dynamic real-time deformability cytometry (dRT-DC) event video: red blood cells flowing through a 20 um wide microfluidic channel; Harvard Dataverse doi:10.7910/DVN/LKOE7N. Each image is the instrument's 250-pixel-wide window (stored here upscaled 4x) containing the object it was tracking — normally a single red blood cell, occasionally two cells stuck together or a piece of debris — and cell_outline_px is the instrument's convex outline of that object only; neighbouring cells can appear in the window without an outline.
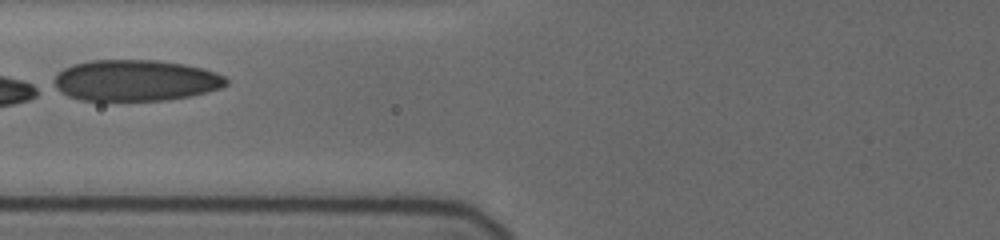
{"species": "human", "species_latin": "Homo sapiens", "temperature_condition": "cold", "stored_images_in_passage": 17, "camera_frame_rate_fps": 3000, "um_per_image_px": 0.085, "donor": {"sex": "female"}, "frame": {"image": 1, "passage_image": 6, "time_ms": 3.667, "image_size_px": [1000, 240], "cell_outline_px": [[228, 84], [220, 88], [208, 92], [192, 96], [168, 100], [80, 100], [68, 96], [52, 88], [56, 76], [64, 68], [72, 64], [92, 60], [156, 60], [184, 64], [204, 68], [216, 72], [224, 76], [228, 80]], "centroid_in_image_um": [11.53, 6.84], "position_along_channel_um": 114.3, "area_um2": 41.62}}
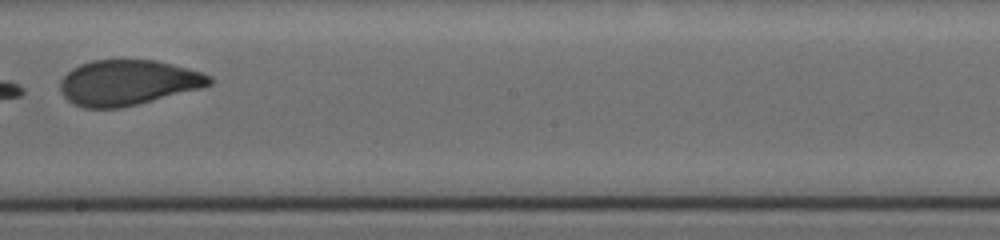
{"frame": {"image": 2, "passage_image": 10, "time_ms": 7.0, "image_size_px": [1000, 240], "cell_outline_px": [[212, 84], [204, 88], [120, 108], [84, 108], [72, 104], [64, 96], [60, 88], [60, 80], [72, 68], [80, 64], [92, 60], [156, 60], [204, 72], [212, 76]], "centroid_in_image_um": [10.9, 7.02], "position_along_channel_um": 237.3, "area_um2": 39.65}, "authors_computed_cell_mechanics": {"area_um2": 40.9802, "velocity_mm_per_s": 3.6964, "shape_relaxation_time_tau1_ms": 0.842, "shape_relaxation_time_tau2_ms": 0.9869, "deformation_change_tau1": 0.2708, "deformation_change_tau2": 0.067}}